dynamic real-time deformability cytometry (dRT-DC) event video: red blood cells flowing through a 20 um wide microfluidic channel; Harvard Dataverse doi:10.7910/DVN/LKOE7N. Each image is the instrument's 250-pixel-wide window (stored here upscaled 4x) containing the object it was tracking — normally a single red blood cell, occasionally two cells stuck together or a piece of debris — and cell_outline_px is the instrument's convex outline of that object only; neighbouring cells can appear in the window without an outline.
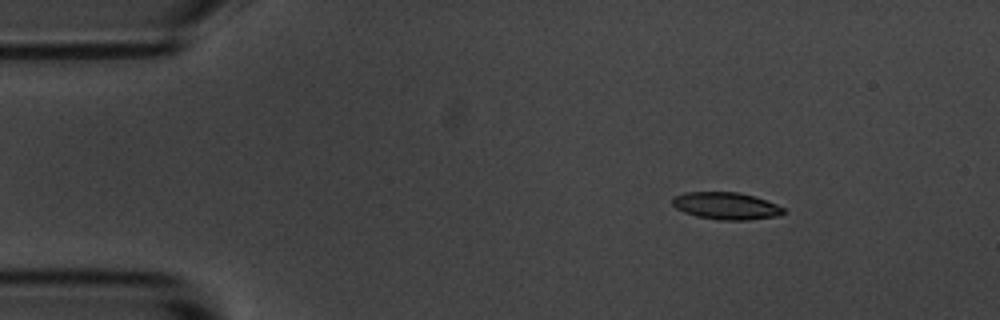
{"species": "common noctule bat (a hibernating species)", "species_latin": "Nyctalus noctula", "temperature_condition": "room temperature", "stored_images_in_passage": 4, "camera_frame_rate_fps": 3000, "um_per_image_px": 0.085, "animal": {"sex": "male", "body_mass_g": 20.1, "forearm_length_mm": 53.5}, "frame": {"image": 1, "passage_image": 1, "time_ms": 0.0, "image_size_px": [1000, 320], "cell_outline_px": [[784, 212], [780, 216], [748, 220], [720, 220], [696, 216], [684, 212], [676, 208], [672, 204], [672, 196], [684, 192], [736, 192], [756, 196], [776, 204], [784, 208]], "centroid_in_image_um": [61.71, 17.5], "position_along_channel_um": 23.3, "area_um2": 17.74}}
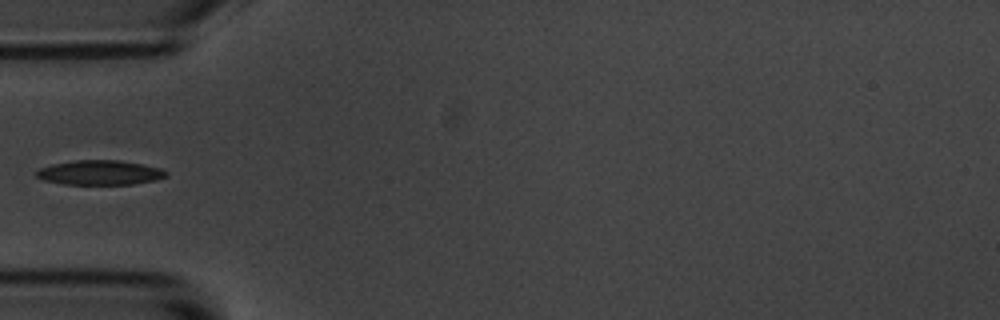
{"frame": {"image": 2, "passage_image": 4, "time_ms": 1.0, "image_size_px": [1000, 320], "cell_outline_px": [[168, 176], [156, 180], [132, 184], [64, 184], [44, 180], [36, 176], [36, 172], [40, 168], [52, 164], [76, 160], [120, 160], [160, 168], [168, 172]], "centroid_in_image_um": [8.5, 14.67], "position_along_channel_um": 76.5, "area_um2": 18.5}}